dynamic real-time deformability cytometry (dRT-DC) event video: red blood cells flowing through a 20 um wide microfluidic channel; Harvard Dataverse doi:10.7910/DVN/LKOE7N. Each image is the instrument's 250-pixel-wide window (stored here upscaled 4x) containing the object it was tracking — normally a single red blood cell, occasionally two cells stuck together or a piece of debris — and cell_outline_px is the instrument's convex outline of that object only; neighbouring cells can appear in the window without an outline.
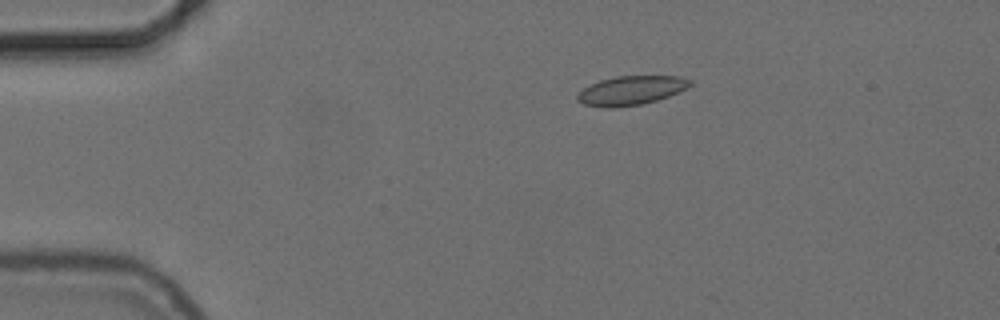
{"species": "common noctule bat (a hibernating species)", "species_latin": "Nyctalus noctula", "temperature_condition": "cold", "stored_images_in_passage": 16, "camera_frame_rate_fps": 3000, "um_per_image_px": 0.085, "animal": {"sex": "female", "body_mass_g": 24.6, "forearm_length_mm": 56.2}, "frame": {"image": 1, "passage_image": 11, "time_ms": 3.333, "image_size_px": [1000, 320], "cell_outline_px": [[692, 84], [668, 96], [656, 100], [640, 104], [616, 108], [604, 108], [584, 104], [576, 100], [576, 96], [584, 88], [600, 80], [616, 76], [680, 76], [692, 80]], "centroid_in_image_um": [53.61, 7.69], "position_along_channel_um": 31.4, "area_um2": 18.9}}